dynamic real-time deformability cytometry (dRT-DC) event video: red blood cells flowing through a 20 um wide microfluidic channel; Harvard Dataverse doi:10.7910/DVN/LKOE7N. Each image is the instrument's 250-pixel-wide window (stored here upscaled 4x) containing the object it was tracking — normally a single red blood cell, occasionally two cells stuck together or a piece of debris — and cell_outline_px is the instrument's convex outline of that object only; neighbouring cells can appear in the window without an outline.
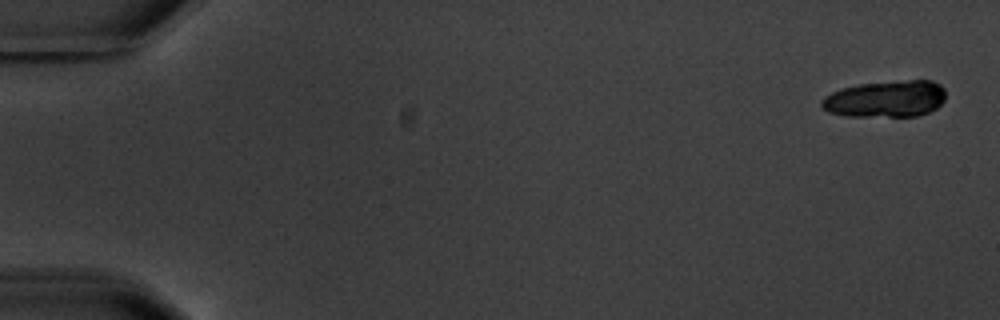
{"species": "common noctule bat (a hibernating species)", "species_latin": "Nyctalus noctula", "temperature_condition": "warm", "stored_images_in_passage": 8, "camera_frame_rate_fps": 3000, "um_per_image_px": 0.085, "animal": {"sex": "male", "body_mass_g": 20.1, "forearm_length_mm": 53.5}, "frame": {"image": 1, "passage_image": 1, "time_ms": 0.0, "image_size_px": [1000, 320], "cell_outline_px": [[944, 100], [936, 108], [928, 112], [916, 116], [844, 116], [828, 112], [820, 104], [820, 100], [824, 96], [840, 88], [860, 84], [908, 80], [932, 80], [940, 84], [944, 88]], "centroid_in_image_um": [75.26, 8.41], "position_along_channel_um": 9.7, "area_um2": 26.59}}
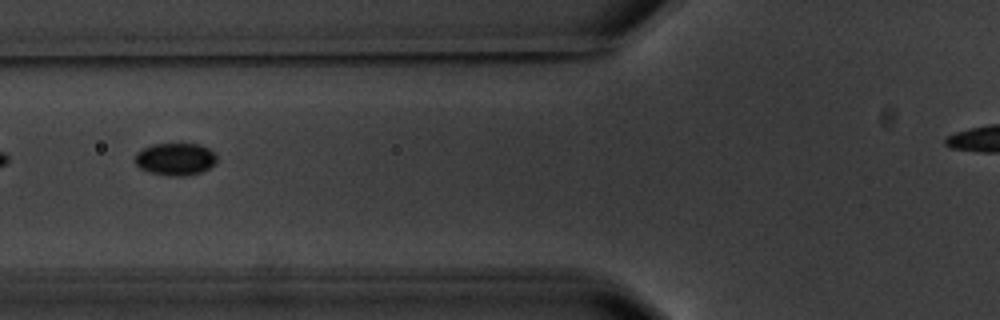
{"frame": {"image": 2, "passage_image": 7, "time_ms": 7.333, "image_size_px": [1000, 320], "cell_outline_px": [[216, 164], [200, 172], [184, 176], [172, 176], [152, 172], [140, 168], [136, 164], [136, 152], [152, 144], [200, 144], [216, 152]], "centroid_in_image_um": [14.94, 13.51], "position_along_channel_um": 110.9, "area_um2": 15.32}}